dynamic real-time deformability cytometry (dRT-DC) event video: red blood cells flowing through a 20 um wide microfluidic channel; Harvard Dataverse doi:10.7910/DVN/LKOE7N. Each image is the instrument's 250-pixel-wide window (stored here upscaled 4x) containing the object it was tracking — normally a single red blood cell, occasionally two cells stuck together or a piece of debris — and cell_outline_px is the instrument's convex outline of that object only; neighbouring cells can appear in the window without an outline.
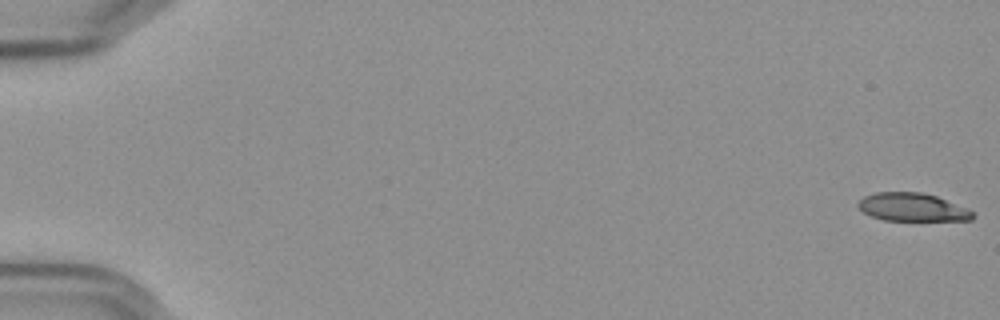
{"species": "Egyptian fruit bat (a non-hibernating species)", "species_latin": "Rousettus aegyptiacus", "temperature_condition": "cold", "stored_images_in_passage": 58, "camera_frame_rate_fps": 3000, "um_per_image_px": 0.085, "frame": {"image": 1, "passage_image": 1, "time_ms": 0.0, "image_size_px": [1000, 320], "cell_outline_px": [[976, 216], [972, 220], [884, 220], [872, 216], [864, 212], [856, 204], [864, 196], [876, 192], [920, 192], [936, 196], [968, 208]], "centroid_in_image_um": [77.56, 17.61], "position_along_channel_um": 7.4, "area_um2": 18.67}}
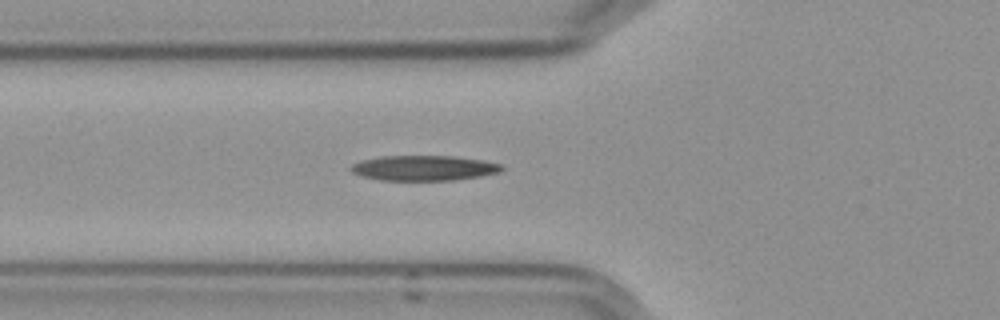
{"frame": {"image": 2, "passage_image": 22, "time_ms": 7.0, "image_size_px": [1000, 320], "cell_outline_px": [[504, 168], [496, 172], [480, 176], [456, 180], [380, 180], [360, 176], [352, 172], [348, 168], [352, 164], [360, 160], [380, 156], [452, 156], [484, 160], [500, 164]], "centroid_in_image_um": [35.96, 14.28], "position_along_channel_um": 89.8, "area_um2": 22.14}}
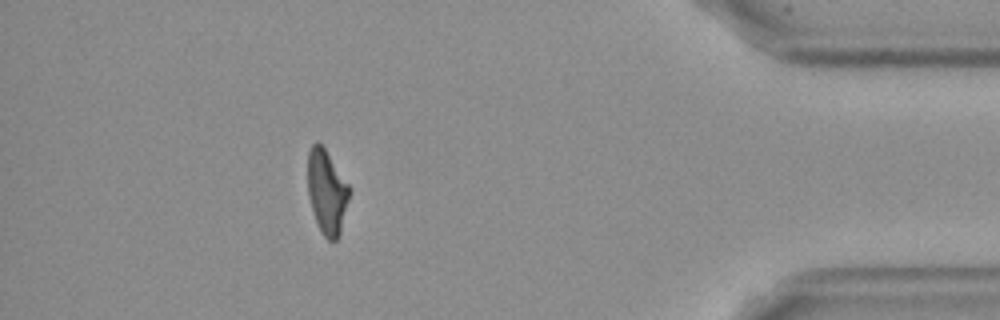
{"frame": {"image": 3, "passage_image": 52, "time_ms": 17.0, "image_size_px": [1000, 320], "cell_outline_px": [[352, 188], [340, 232], [336, 240], [328, 240], [324, 236], [316, 220], [308, 196], [308, 152], [312, 144], [316, 140], [324, 148]], "centroid_in_image_um": [27.79, 16.28], "position_along_channel_um": 407.4, "area_um2": 20.29}, "authors_computed_cell_mechanics": {"area_um2": 21.2993, "velocity_mm_per_s": 3.6002, "shape_relaxation_time_tau1_ms": 8.4857, "shape_relaxation_time_tau2_ms": 4.1459, "deformation_change_tau1": 0.2381, "deformation_change_tau2": 0.1463}}